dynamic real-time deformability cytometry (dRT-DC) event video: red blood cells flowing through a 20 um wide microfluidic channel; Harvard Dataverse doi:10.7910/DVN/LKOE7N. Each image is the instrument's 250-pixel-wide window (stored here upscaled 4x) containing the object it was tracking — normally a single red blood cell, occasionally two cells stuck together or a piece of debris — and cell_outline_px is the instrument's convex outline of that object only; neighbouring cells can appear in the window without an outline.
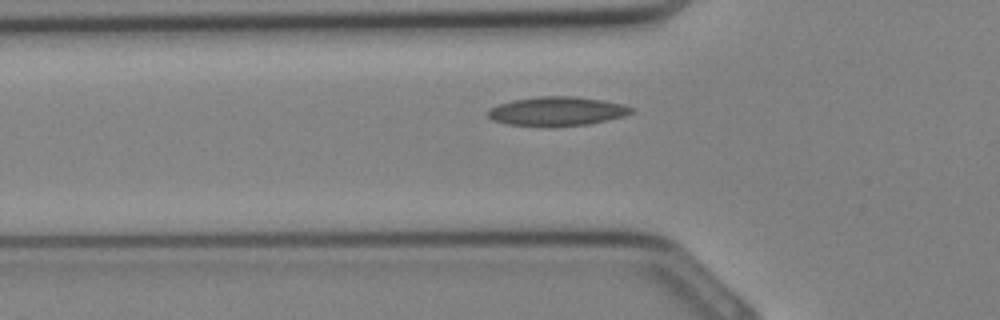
{"species": "Egyptian fruit bat (a non-hibernating species)", "species_latin": "Rousettus aegyptiacus", "temperature_condition": "cold", "stored_images_in_passage": 28, "camera_frame_rate_fps": 3000, "um_per_image_px": 0.085, "animal": {"sex": "female"}, "frame": {"image": 1, "passage_image": 10, "time_ms": 3.0, "image_size_px": [1000, 320], "cell_outline_px": [[636, 112], [624, 116], [608, 120], [588, 124], [508, 124], [492, 120], [488, 116], [488, 108], [512, 100], [540, 96], [572, 96], [604, 100], [624, 104], [636, 108]], "centroid_in_image_um": [47.43, 9.41], "position_along_channel_um": 78.4, "area_um2": 23.7}}
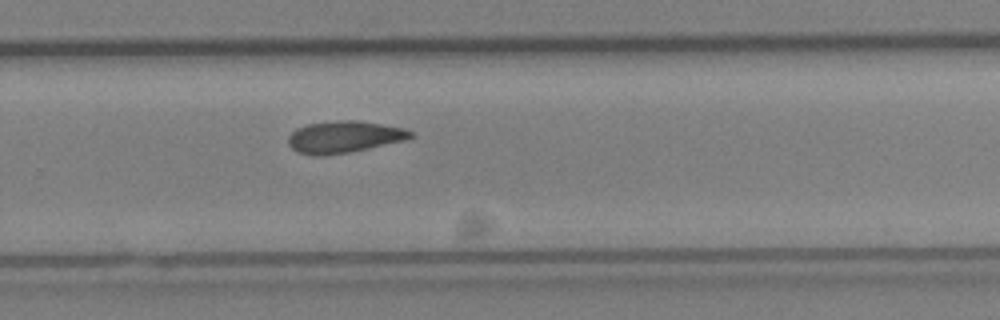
{"frame": {"image": 2, "passage_image": 21, "time_ms": 6.667, "image_size_px": [1000, 320], "cell_outline_px": [[412, 136], [404, 140], [368, 148], [348, 152], [324, 156], [312, 156], [296, 152], [288, 144], [288, 136], [296, 128], [308, 124], [344, 120], [356, 120], [404, 128], [412, 132]], "centroid_in_image_um": [29.18, 11.65], "position_along_channel_um": 300.6, "area_um2": 22.48}}
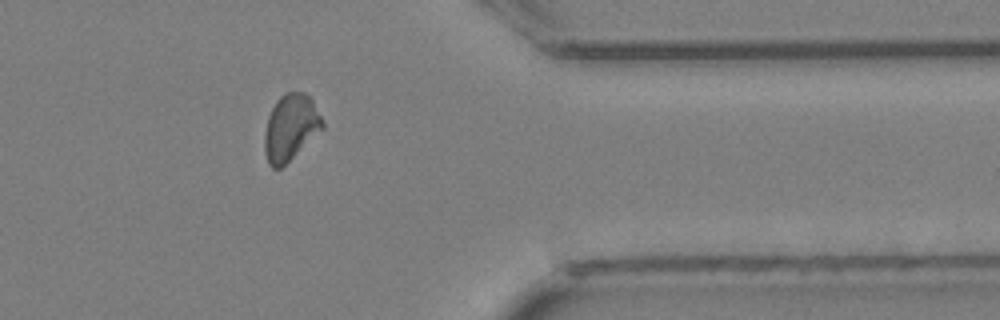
{"frame": {"image": 3, "passage_image": 26, "time_ms": 8.333, "image_size_px": [1000, 320], "cell_outline_px": [[324, 128], [280, 168], [272, 168], [268, 164], [264, 152], [264, 136], [268, 116], [276, 100], [284, 92], [304, 92], [312, 100], [324, 120]], "centroid_in_image_um": [24.69, 10.82], "position_along_channel_um": 386.7, "area_um2": 22.31}}